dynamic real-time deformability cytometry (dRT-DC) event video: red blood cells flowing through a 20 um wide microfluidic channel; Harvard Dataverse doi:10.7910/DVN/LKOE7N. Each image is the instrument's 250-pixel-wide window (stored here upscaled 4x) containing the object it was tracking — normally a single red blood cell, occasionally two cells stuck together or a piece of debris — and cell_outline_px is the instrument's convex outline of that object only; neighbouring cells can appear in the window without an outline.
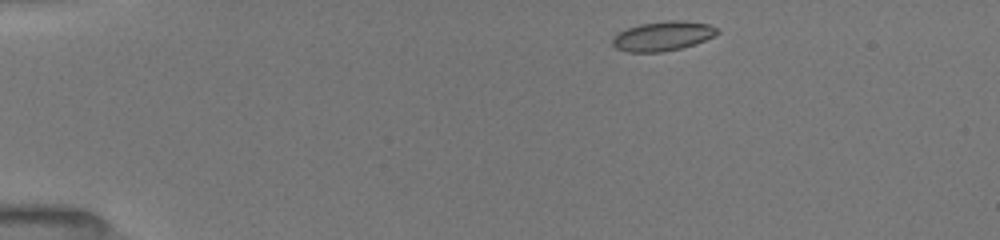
{"species": "common noctule bat (a hibernating species)", "species_latin": "Nyctalus noctula", "temperature_condition": "room temperature", "stored_images_in_passage": 12, "camera_frame_rate_fps": 3000, "um_per_image_px": 0.085, "animal": {"sex": "female", "body_mass_g": 19.5, "forearm_length_mm": 54.1}, "frame": {"image": 1, "passage_image": 1, "time_ms": 0.0, "image_size_px": [1000, 240], "cell_outline_px": [[720, 32], [696, 44], [664, 52], [628, 52], [616, 48], [612, 44], [612, 36], [616, 32], [640, 24], [668, 20], [684, 20], [708, 24], [716, 28]], "centroid_in_image_um": [56.3, 3.06], "position_along_channel_um": 28.7, "area_um2": 18.09}}
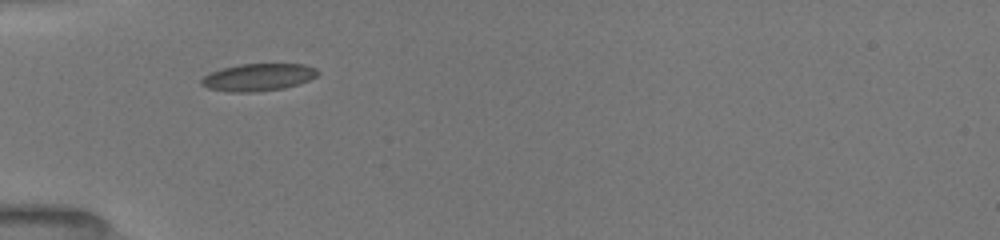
{"frame": {"image": 2, "passage_image": 7, "time_ms": 2.667, "image_size_px": [1000, 240], "cell_outline_px": [[320, 72], [316, 76], [308, 80], [284, 88], [256, 92], [228, 92], [208, 88], [200, 84], [200, 80], [208, 72], [220, 68], [240, 64], [304, 64], [316, 68]], "centroid_in_image_um": [21.9, 6.56], "position_along_channel_um": 63.1, "area_um2": 18.67}}
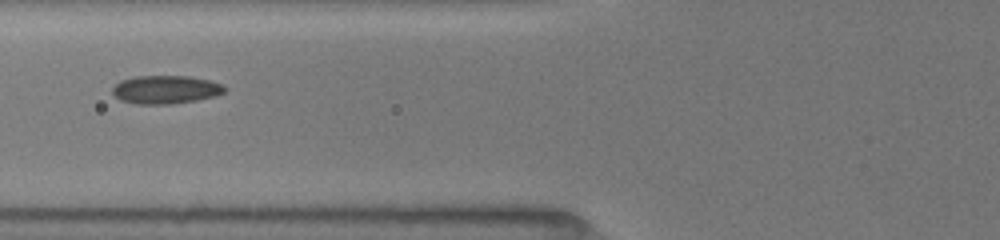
{"frame": {"image": 3, "passage_image": 10, "time_ms": 4.0, "image_size_px": [1000, 240], "cell_outline_px": [[228, 88], [224, 92], [216, 96], [196, 100], [168, 104], [136, 104], [120, 100], [112, 92], [112, 88], [120, 80], [136, 76], [188, 76], [208, 80], [224, 84]], "centroid_in_image_um": [14.1, 7.61], "position_along_channel_um": 111.7, "area_um2": 18.55}}